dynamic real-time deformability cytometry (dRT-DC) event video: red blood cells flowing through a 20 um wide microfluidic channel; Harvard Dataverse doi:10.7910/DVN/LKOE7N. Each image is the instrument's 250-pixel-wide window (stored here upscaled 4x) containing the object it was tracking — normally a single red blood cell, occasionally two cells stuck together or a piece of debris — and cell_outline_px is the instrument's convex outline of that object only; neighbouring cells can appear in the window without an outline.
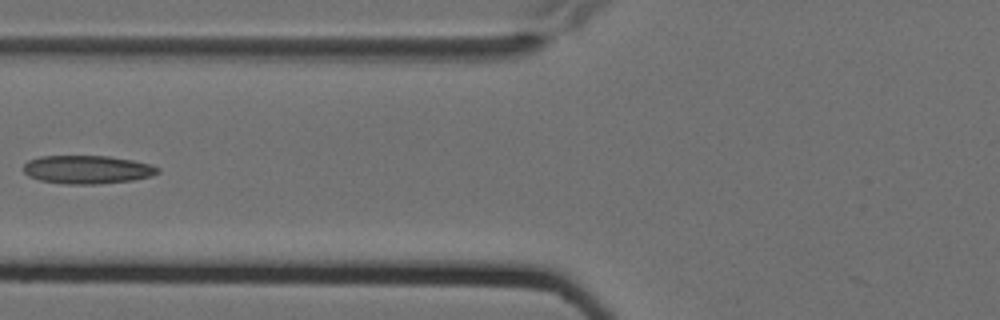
{"species": "Egyptian fruit bat (a non-hibernating species)", "species_latin": "Rousettus aegyptiacus", "temperature_condition": "cold", "stored_images_in_passage": 7, "camera_frame_rate_fps": 3000, "um_per_image_px": 0.085, "animal": {"sex": "female"}, "frame": {"image": 1, "passage_image": 7, "time_ms": 2.0, "image_size_px": [1000, 320], "cell_outline_px": [[160, 172], [152, 176], [132, 180], [96, 184], [64, 184], [40, 180], [28, 176], [24, 172], [24, 164], [28, 160], [40, 156], [108, 156], [132, 160], [152, 164], [160, 168]], "centroid_in_image_um": [7.43, 14.41], "position_along_channel_um": 118.4, "area_um2": 22.25}}